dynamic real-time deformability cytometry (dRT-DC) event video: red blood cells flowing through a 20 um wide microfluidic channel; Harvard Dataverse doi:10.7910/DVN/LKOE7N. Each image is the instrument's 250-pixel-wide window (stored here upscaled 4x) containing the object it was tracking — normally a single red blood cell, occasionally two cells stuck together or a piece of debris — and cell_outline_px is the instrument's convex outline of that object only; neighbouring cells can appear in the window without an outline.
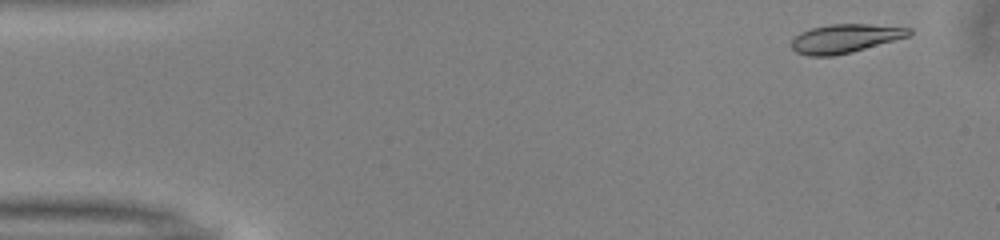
{"species": "common noctule bat (a hibernating species)", "species_latin": "Nyctalus noctula", "temperature_condition": "warm", "stored_images_in_passage": 39, "camera_frame_rate_fps": 3000, "um_per_image_px": 0.085, "animal": {"sex": "male", "body_mass_g": 13.0, "forearm_length_mm": 53.1}, "frame": {"image": 1, "passage_image": 3, "time_ms": 0.667, "image_size_px": [1000, 240], "cell_outline_px": [[912, 32], [908, 36], [852, 52], [832, 56], [808, 56], [796, 52], [792, 48], [792, 40], [800, 32], [812, 28], [828, 24], [868, 24], [912, 28]], "centroid_in_image_um": [71.81, 3.27], "position_along_channel_um": 13.2, "area_um2": 19.54}}
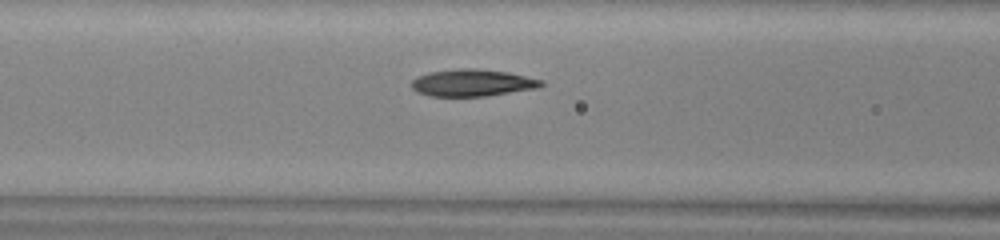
{"frame": {"image": 2, "passage_image": 20, "time_ms": 6.333, "image_size_px": [1000, 240], "cell_outline_px": [[544, 84], [540, 88], [484, 96], [432, 96], [416, 92], [412, 88], [412, 80], [416, 76], [428, 72], [460, 68], [472, 68], [508, 72], [544, 80]], "centroid_in_image_um": [40.16, 7.03], "position_along_channel_um": 126.4, "area_um2": 20.52}}
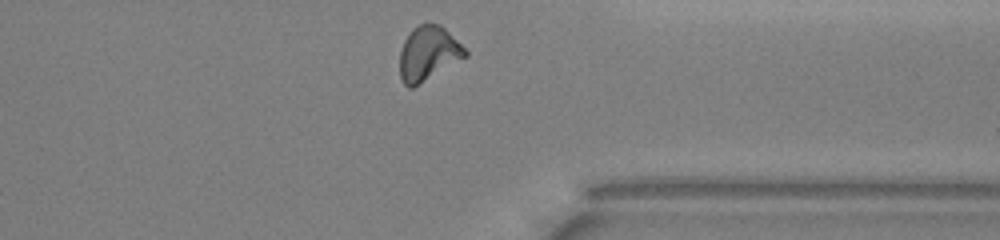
{"frame": {"image": 3, "passage_image": 39, "time_ms": 12.667, "image_size_px": [1000, 240], "cell_outline_px": [[468, 56], [420, 84], [412, 88], [408, 88], [404, 84], [400, 76], [400, 52], [404, 40], [408, 32], [412, 28], [428, 20], [440, 24], [468, 52]], "centroid_in_image_um": [36.38, 4.52], "position_along_channel_um": 375.0, "area_um2": 20.98}, "authors_computed_cell_mechanics": {"area_um2": 20.1722, "velocity_mm_per_s": 4.0217, "shape_relaxation_time_tau1_ms": 4.1626, "shape_relaxation_time_tau2_ms": 2.8756, "deformation_change_tau1": 0.1755, "deformation_change_tau2": 0.0969}}